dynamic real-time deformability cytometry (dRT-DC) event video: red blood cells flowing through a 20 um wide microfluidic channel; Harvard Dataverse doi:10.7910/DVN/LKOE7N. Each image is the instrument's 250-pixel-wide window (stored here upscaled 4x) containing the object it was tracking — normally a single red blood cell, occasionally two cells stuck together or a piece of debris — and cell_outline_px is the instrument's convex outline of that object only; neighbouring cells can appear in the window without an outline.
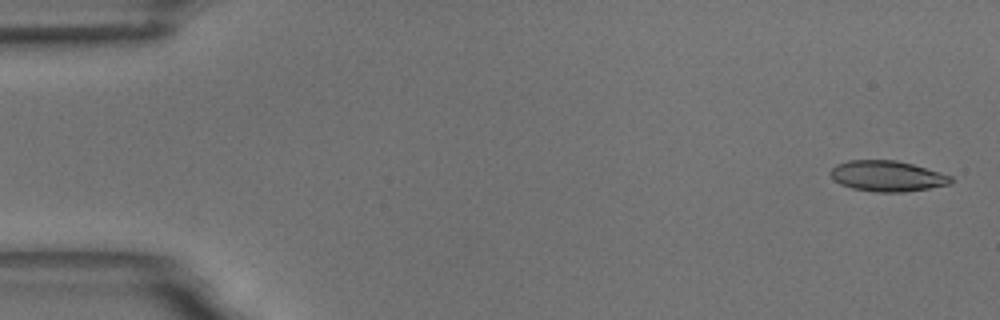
{"species": "common noctule bat (a hibernating species)", "species_latin": "Nyctalus noctula", "temperature_condition": "room temperature", "stored_images_in_passage": 55, "camera_frame_rate_fps": 3000, "um_per_image_px": 0.085, "animal": {"sex": "male", "body_mass_g": 18.8}, "frame": {"image": 1, "passage_image": 2, "time_ms": 0.333, "image_size_px": [1000, 320], "cell_outline_px": [[952, 184], [904, 192], [876, 192], [852, 188], [840, 184], [828, 172], [836, 164], [848, 160], [896, 160], [912, 164], [952, 176]], "centroid_in_image_um": [75.4, 14.96], "position_along_channel_um": 9.6, "area_um2": 21.44}}
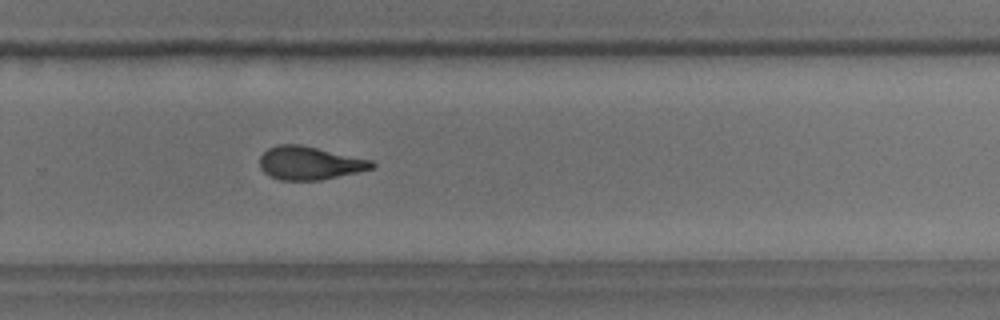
{"frame": {"image": 2, "passage_image": 37, "time_ms": 12.0, "image_size_px": [1000, 320], "cell_outline_px": [[376, 164], [372, 168], [356, 172], [320, 180], [280, 180], [268, 176], [260, 168], [260, 156], [268, 148], [280, 144], [300, 144], [372, 160]], "centroid_in_image_um": [26.28, 13.86], "position_along_channel_um": 303.5, "area_um2": 21.62}}
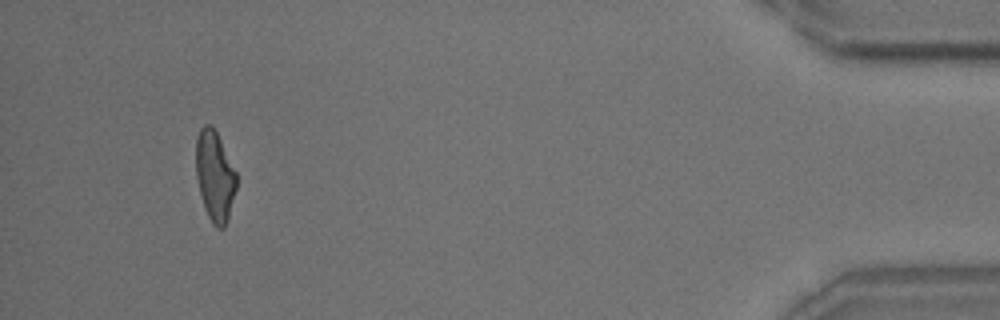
{"frame": {"image": 3, "passage_image": 52, "time_ms": 17.0, "image_size_px": [1000, 320], "cell_outline_px": [[236, 188], [228, 220], [224, 228], [216, 228], [212, 224], [204, 208], [196, 176], [196, 140], [200, 128], [204, 124], [212, 124], [236, 172]], "centroid_in_image_um": [18.25, 14.98], "position_along_channel_um": 417.0, "area_um2": 21.21}, "authors_computed_cell_mechanics": {"area_um2": 21.9062, "velocity_mm_per_s": 3.6586, "shape_relaxation_time_tau1_ms": 6.1484, "shape_relaxation_time_tau2_ms": 2.6879, "deformation_change_tau1": 0.1874, "deformation_change_tau2": 0.0962}}